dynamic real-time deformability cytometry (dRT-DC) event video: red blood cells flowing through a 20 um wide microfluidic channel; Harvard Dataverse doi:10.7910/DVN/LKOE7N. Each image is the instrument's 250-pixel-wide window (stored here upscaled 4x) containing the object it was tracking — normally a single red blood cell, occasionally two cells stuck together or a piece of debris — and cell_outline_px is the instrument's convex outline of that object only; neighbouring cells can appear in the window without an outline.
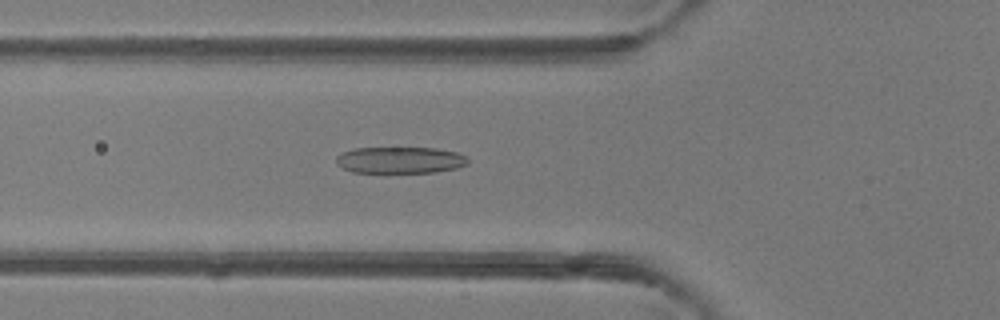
{"species": "common noctule bat (a hibernating species)", "species_latin": "Nyctalus noctula", "temperature_condition": "room temperature", "stored_images_in_passage": 40, "camera_frame_rate_fps": 3000, "um_per_image_px": 0.085, "animal": {"sex": "female"}, "frame": {"image": 1, "passage_image": 9, "time_ms": 2.667, "image_size_px": [1000, 320], "cell_outline_px": [[468, 164], [456, 168], [436, 172], [352, 172], [336, 164], [336, 156], [340, 152], [352, 148], [436, 148], [456, 152], [464, 156], [468, 160]], "centroid_in_image_um": [33.97, 13.6], "position_along_channel_um": 91.8, "area_um2": 20.35}}
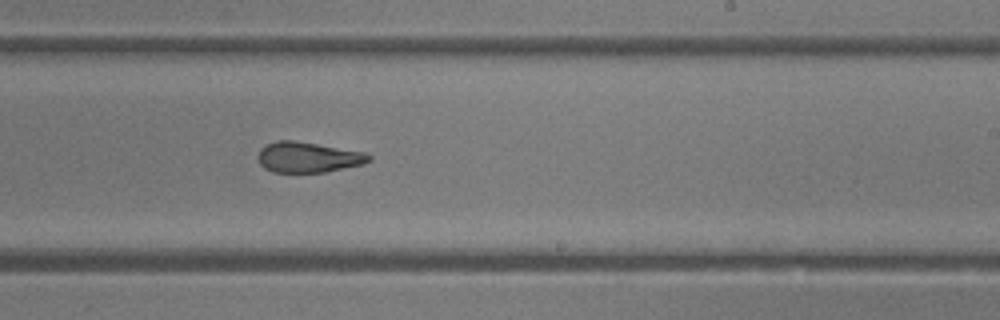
{"frame": {"image": 2, "passage_image": 21, "time_ms": 6.667, "image_size_px": [1000, 320], "cell_outline_px": [[372, 160], [364, 164], [324, 172], [272, 172], [264, 168], [260, 164], [256, 156], [260, 148], [276, 140], [296, 140], [364, 152], [372, 156]], "centroid_in_image_um": [26.17, 13.36], "position_along_channel_um": 262.8, "area_um2": 19.88}}
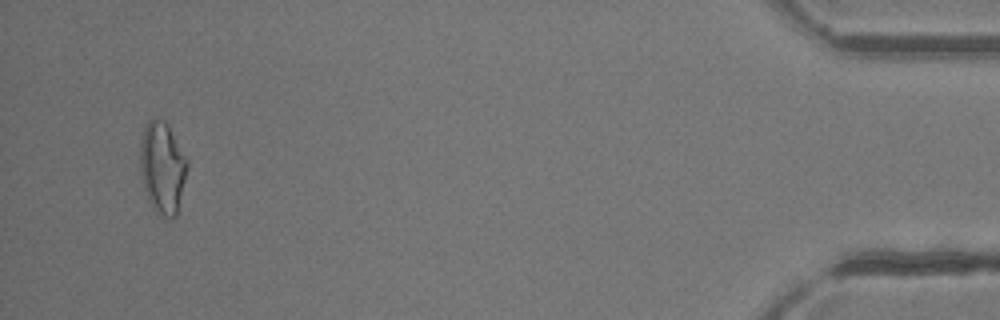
{"frame": {"image": 3, "passage_image": 38, "time_ms": 12.333, "image_size_px": [1000, 320], "cell_outline_px": [[188, 168], [176, 216], [172, 220], [164, 220], [152, 208], [148, 200], [144, 188], [140, 172], [140, 140], [144, 128], [148, 120], [152, 116], [156, 116], [164, 120], [168, 124], [188, 160]], "centroid_in_image_um": [13.8, 14.25], "position_along_channel_um": 421.4, "area_um2": 25.84}, "authors_computed_cell_mechanics": {"area_um2": 20.8369, "velocity_mm_per_s": 4.2551, "shape_relaxation_time_tau1_ms": null, "shape_relaxation_time_tau2_ms": 2.2774, "deformation_change_tau1": null, "deformation_change_tau2": 0.097}}